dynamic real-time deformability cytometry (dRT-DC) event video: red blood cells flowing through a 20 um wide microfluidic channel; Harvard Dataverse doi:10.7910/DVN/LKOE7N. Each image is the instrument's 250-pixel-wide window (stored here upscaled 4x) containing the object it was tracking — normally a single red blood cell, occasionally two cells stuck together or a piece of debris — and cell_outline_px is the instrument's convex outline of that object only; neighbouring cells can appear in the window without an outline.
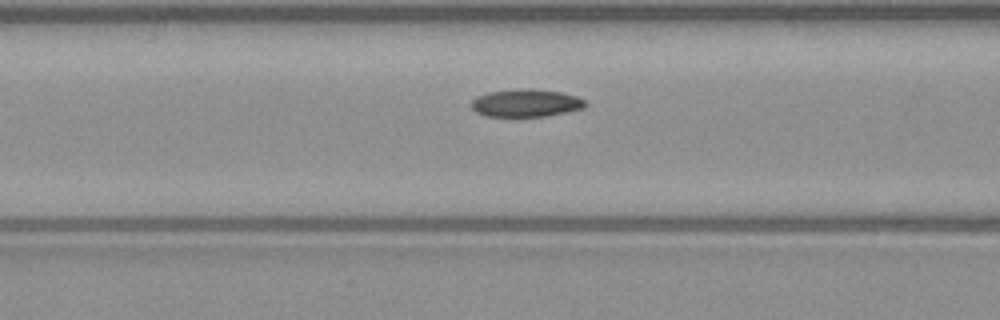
{"species": "common noctule bat (a hibernating species)", "species_latin": "Nyctalus noctula", "temperature_condition": "warm", "stored_images_in_passage": 46, "camera_frame_rate_fps": 3000, "um_per_image_px": 0.085, "animal": {"sex": "male", "body_mass_g": 23.1, "forearm_length_mm": 52.7}, "frame": {"image": 1, "passage_image": 15, "time_ms": 4.667, "image_size_px": [1000, 320], "cell_outline_px": [[588, 104], [584, 108], [568, 112], [548, 116], [484, 116], [476, 112], [472, 108], [472, 100], [476, 96], [488, 92], [516, 88], [532, 88], [560, 92], [576, 96], [584, 100]], "centroid_in_image_um": [44.71, 8.75], "position_along_channel_um": 121.9, "area_um2": 18.61}}
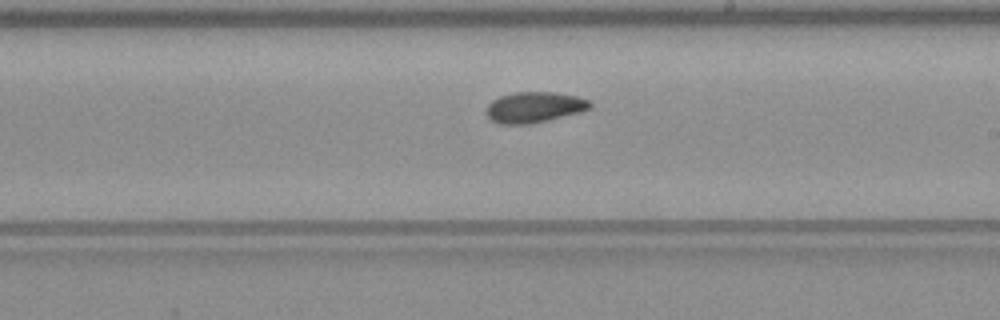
{"frame": {"image": 2, "passage_image": 24, "time_ms": 7.667, "image_size_px": [1000, 320], "cell_outline_px": [[592, 108], [584, 112], [532, 124], [500, 124], [492, 120], [484, 112], [488, 104], [492, 100], [500, 96], [516, 92], [556, 92], [576, 96], [588, 100], [592, 104]], "centroid_in_image_um": [45.44, 9.12], "position_along_channel_um": 243.6, "area_um2": 18.9}}
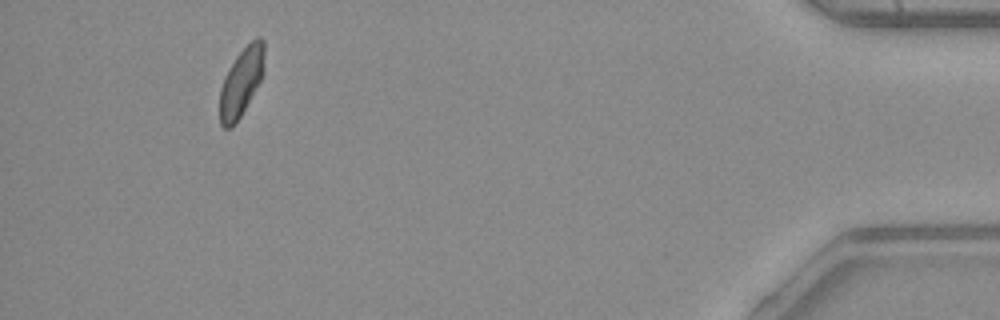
{"frame": {"image": 3, "passage_image": 42, "time_ms": 13.667, "image_size_px": [1000, 320], "cell_outline_px": [[264, 72], [260, 80], [240, 116], [232, 128], [224, 128], [220, 124], [220, 88], [224, 76], [236, 56], [256, 36], [260, 36], [264, 40]], "centroid_in_image_um": [20.51, 6.95], "position_along_channel_um": 414.7, "area_um2": 17.57}}